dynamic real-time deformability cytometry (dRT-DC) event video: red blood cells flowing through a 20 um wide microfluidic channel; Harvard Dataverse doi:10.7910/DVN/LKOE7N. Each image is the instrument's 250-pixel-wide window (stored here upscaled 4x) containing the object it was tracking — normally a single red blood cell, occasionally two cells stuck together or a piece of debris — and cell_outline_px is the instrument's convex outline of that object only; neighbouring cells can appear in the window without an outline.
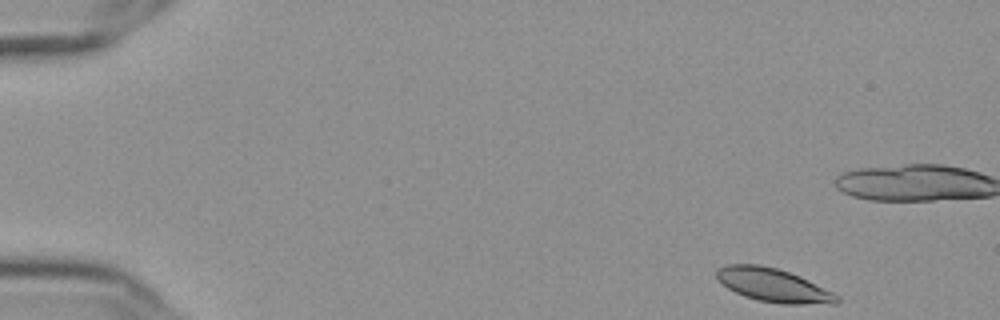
{"species": "Egyptian fruit bat (a non-hibernating species)", "species_latin": "Rousettus aegyptiacus", "temperature_condition": "cold", "stored_images_in_passage": 53, "camera_frame_rate_fps": 3000, "um_per_image_px": 0.085, "frame": {"image": 1, "passage_image": 1, "time_ms": 0.0, "image_size_px": [1000, 320], "cell_outline_px": [[840, 300], [836, 304], [780, 304], [760, 300], [744, 296], [728, 288], [716, 280], [716, 268], [728, 264], [760, 264], [776, 268], [800, 276], [840, 296]], "centroid_in_image_um": [65.71, 24.24], "position_along_channel_um": 19.3, "area_um2": 23.52}}
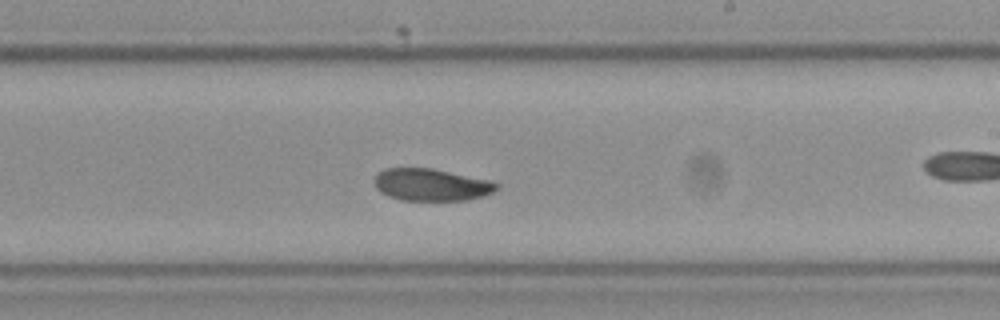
{"frame": {"image": 2, "passage_image": 30, "time_ms": 9.667, "image_size_px": [1000, 320], "cell_outline_px": [[500, 188], [484, 196], [468, 200], [400, 200], [388, 196], [380, 192], [376, 188], [376, 176], [384, 168], [432, 168], [492, 180], [500, 184]], "centroid_in_image_um": [36.72, 15.7], "position_along_channel_um": 252.3, "area_um2": 23.06}}
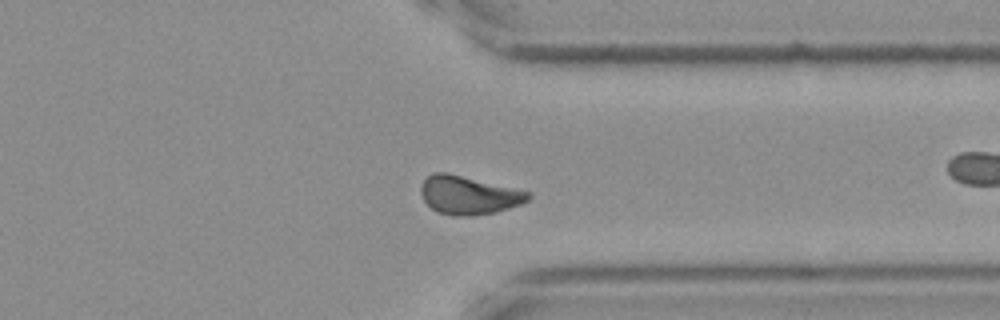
{"frame": {"image": 3, "passage_image": 40, "time_ms": 13.0, "image_size_px": [1000, 320], "cell_outline_px": [[532, 196], [528, 200], [520, 204], [496, 212], [472, 216], [452, 216], [436, 212], [424, 200], [420, 192], [420, 188], [424, 180], [432, 172], [448, 172], [532, 192]], "centroid_in_image_um": [39.84, 16.58], "position_along_channel_um": 371.6, "area_um2": 24.22}, "authors_computed_cell_mechanics": {"area_um2": 23.409, "velocity_mm_per_s": 3.5833, "shape_relaxation_time_tau1_ms": 6.4088, "shape_relaxation_time_tau2_ms": 4.1884, "deformation_change_tau1": 0.143, "deformation_change_tau2": 0.0729}}